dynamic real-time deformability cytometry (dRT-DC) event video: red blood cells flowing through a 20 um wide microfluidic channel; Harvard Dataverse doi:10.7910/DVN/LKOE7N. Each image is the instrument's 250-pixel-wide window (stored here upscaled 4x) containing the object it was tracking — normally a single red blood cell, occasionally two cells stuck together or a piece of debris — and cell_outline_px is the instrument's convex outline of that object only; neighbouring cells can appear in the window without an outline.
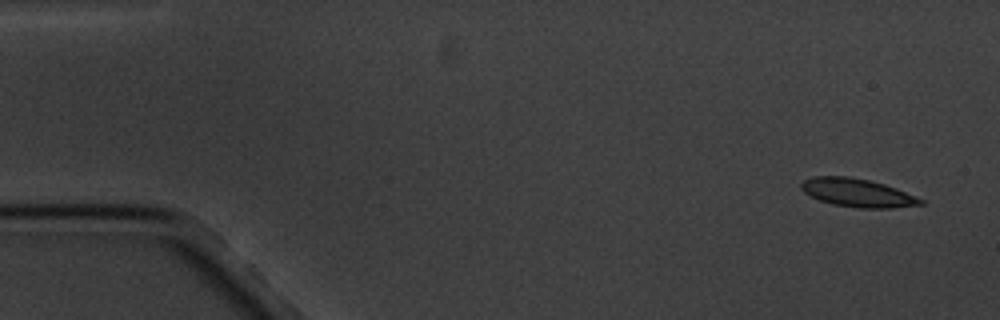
{"species": "common noctule bat (a hibernating species)", "species_latin": "Nyctalus noctula", "temperature_condition": "cold", "stored_images_in_passage": 5, "camera_frame_rate_fps": 3000, "um_per_image_px": 0.085, "animal": {"sex": "male", "body_mass_g": 20.1, "forearm_length_mm": 53.5}, "frame": {"image": 1, "passage_image": 1, "time_ms": 0.0, "image_size_px": [1000, 320], "cell_outline_px": [[924, 204], [892, 208], [860, 208], [832, 204], [820, 200], [804, 192], [800, 188], [800, 184], [804, 180], [812, 176], [848, 176], [868, 180], [884, 184], [896, 188], [924, 200]], "centroid_in_image_um": [72.87, 16.38], "position_along_channel_um": 12.1, "area_um2": 19.59}}